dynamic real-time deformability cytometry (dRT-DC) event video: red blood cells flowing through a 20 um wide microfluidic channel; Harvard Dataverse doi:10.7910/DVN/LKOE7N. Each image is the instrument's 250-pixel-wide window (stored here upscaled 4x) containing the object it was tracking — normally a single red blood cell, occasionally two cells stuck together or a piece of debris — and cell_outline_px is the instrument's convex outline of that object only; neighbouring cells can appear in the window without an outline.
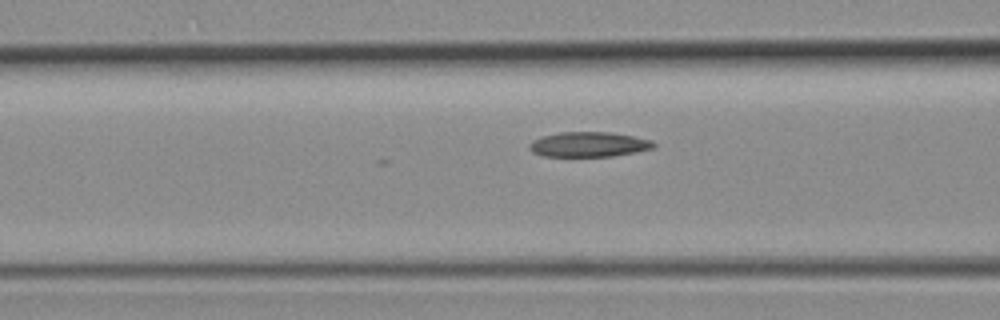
{"species": "common noctule bat (a hibernating species)", "species_latin": "Nyctalus noctula", "temperature_condition": "room temperature", "stored_images_in_passage": 16, "camera_frame_rate_fps": 3000, "um_per_image_px": 0.085, "animal": {"sex": "female", "body_mass_g": 19.3, "forearm_length_mm": 54.1}, "frame": {"image": 1, "passage_image": 14, "time_ms": 4.333, "image_size_px": [1000, 320], "cell_outline_px": [[656, 144], [652, 148], [636, 152], [612, 156], [540, 156], [532, 152], [528, 148], [528, 144], [532, 140], [544, 136], [560, 132], [612, 132], [652, 140]], "centroid_in_image_um": [50.01, 12.27], "position_along_channel_um": 116.6, "area_um2": 18.09}}